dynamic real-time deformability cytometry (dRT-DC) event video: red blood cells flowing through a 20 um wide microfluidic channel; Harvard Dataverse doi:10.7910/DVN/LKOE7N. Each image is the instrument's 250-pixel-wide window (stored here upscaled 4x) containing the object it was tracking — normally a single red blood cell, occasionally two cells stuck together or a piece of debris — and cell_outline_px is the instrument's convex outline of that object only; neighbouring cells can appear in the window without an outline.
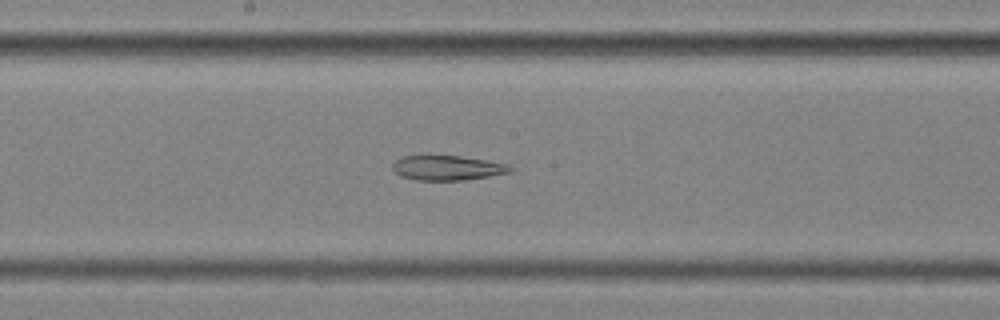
{"species": "common noctule bat (a hibernating species)", "species_latin": "Nyctalus noctula", "temperature_condition": "cold", "stored_images_in_passage": 50, "segment_of_instrument_passage": [2, 2], "camera_frame_rate_fps": 3000, "um_per_image_px": 0.085, "animal": {"sex": "female", "body_mass_g": 25.1}, "frame": {"image": 1, "passage_image": 24, "time_ms": 7.667, "image_size_px": [1000, 320], "cell_outline_px": [[512, 168], [508, 172], [488, 176], [464, 180], [416, 180], [400, 176], [392, 168], [392, 164], [396, 160], [404, 156], [460, 156], [508, 164]], "centroid_in_image_um": [37.98, 14.27], "position_along_channel_um": 210.2, "area_um2": 16.65}}
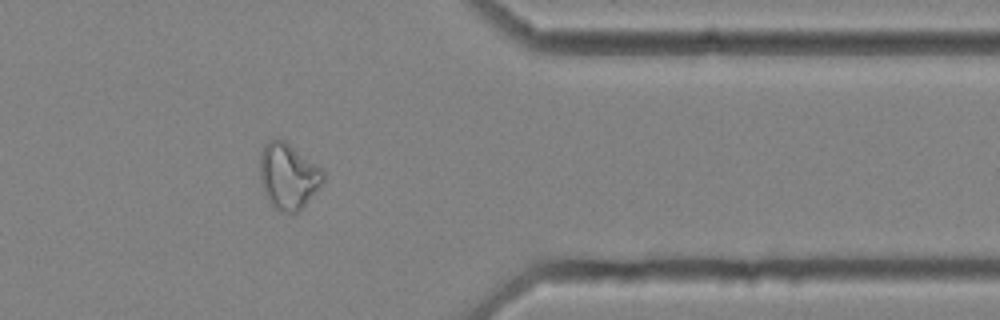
{"frame": {"image": 2, "passage_image": 40, "time_ms": 13.0, "image_size_px": [1000, 320], "cell_outline_px": [[324, 180], [300, 212], [284, 212], [276, 208], [268, 200], [264, 192], [260, 180], [260, 156], [264, 144], [268, 140], [284, 140], [324, 168]], "centroid_in_image_um": [24.52, 14.96], "position_along_channel_um": 386.9, "area_um2": 24.33}}
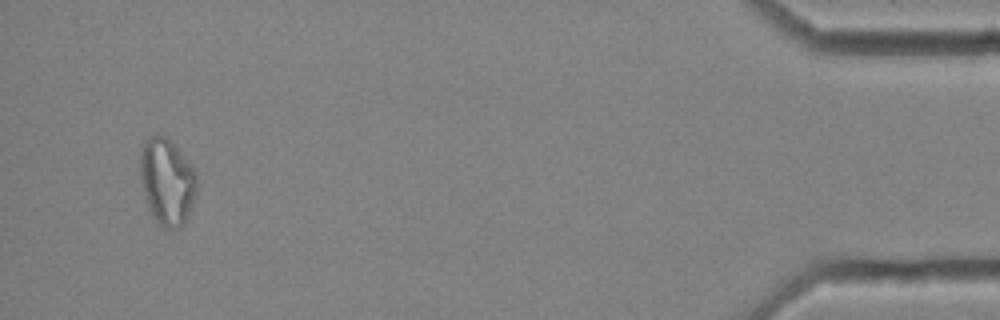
{"frame": {"image": 3, "passage_image": 48, "time_ms": 15.667, "image_size_px": [1000, 320], "cell_outline_px": [[196, 192], [184, 224], [180, 228], [164, 228], [156, 224], [144, 196], [140, 176], [140, 152], [144, 140], [156, 132], [164, 136], [184, 156], [196, 172]], "centroid_in_image_um": [14.16, 15.44], "position_along_channel_um": 421.0, "area_um2": 28.5}}